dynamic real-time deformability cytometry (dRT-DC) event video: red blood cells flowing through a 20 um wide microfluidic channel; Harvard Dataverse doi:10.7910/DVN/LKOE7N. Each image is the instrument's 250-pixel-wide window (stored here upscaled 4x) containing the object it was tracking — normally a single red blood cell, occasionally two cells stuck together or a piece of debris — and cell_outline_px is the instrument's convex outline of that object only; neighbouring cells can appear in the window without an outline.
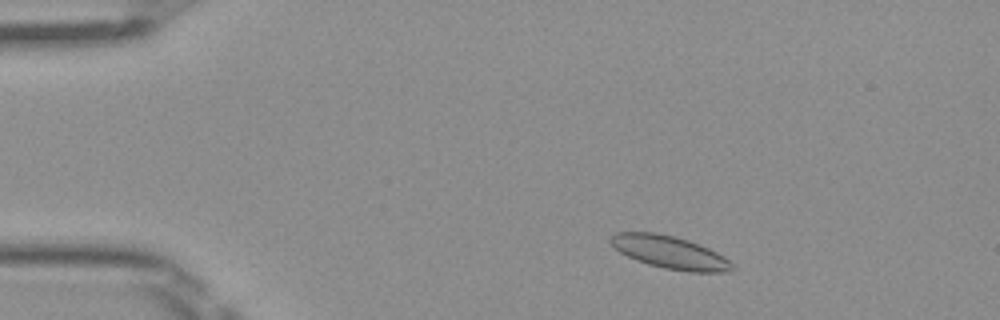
{"species": "Egyptian fruit bat (a non-hibernating species)", "species_latin": "Rousettus aegyptiacus", "temperature_condition": "room temperature", "stored_images_in_passage": 48, "camera_frame_rate_fps": 3000, "um_per_image_px": 0.085, "frame": {"image": 1, "passage_image": 6, "time_ms": 1.667, "image_size_px": [1000, 320], "cell_outline_px": [[736, 268], [724, 272], [688, 272], [664, 268], [648, 264], [636, 260], [620, 252], [608, 240], [616, 232], [656, 232], [688, 240], [708, 248], [724, 256]], "centroid_in_image_um": [56.93, 21.45], "position_along_channel_um": 28.1, "area_um2": 23.0}}
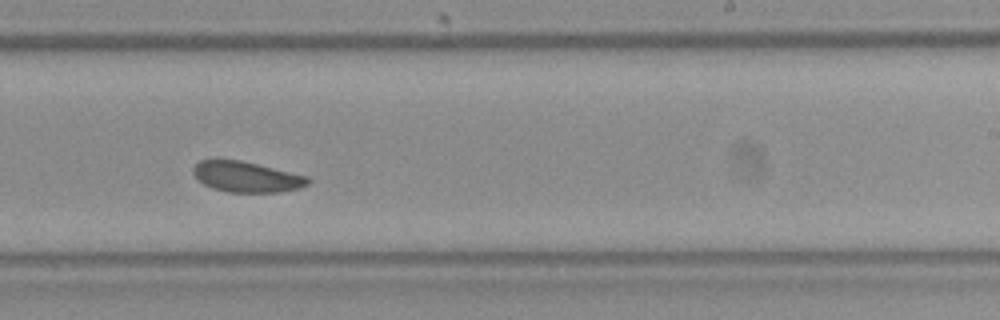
{"frame": {"image": 2, "passage_image": 29, "time_ms": 9.333, "image_size_px": [1000, 320], "cell_outline_px": [[312, 180], [308, 184], [300, 188], [280, 192], [228, 192], [212, 188], [204, 184], [192, 172], [192, 168], [200, 160], [240, 160], [308, 176]], "centroid_in_image_um": [20.98, 15.04], "position_along_channel_um": 268.0, "area_um2": 20.35}}
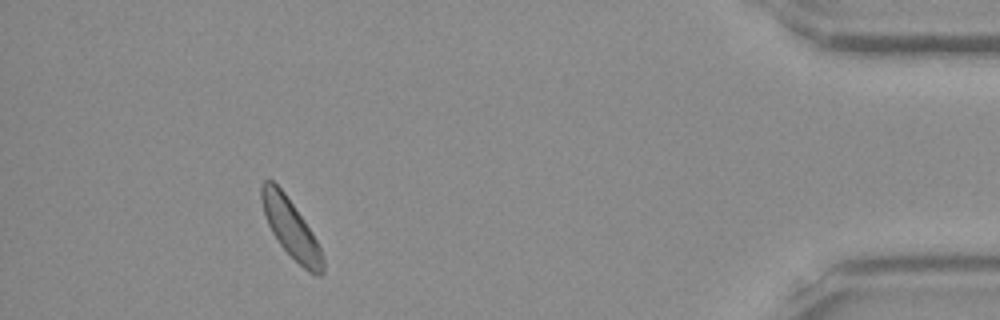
{"frame": {"image": 3, "passage_image": 44, "time_ms": 14.333, "image_size_px": [1000, 320], "cell_outline_px": [[324, 272], [320, 276], [316, 276], [308, 272], [280, 244], [272, 232], [268, 224], [260, 200], [260, 184], [264, 180], [272, 180], [284, 192], [304, 220], [312, 232], [320, 248], [324, 260]], "centroid_in_image_um": [24.72, 19.4], "position_along_channel_um": 410.5, "area_um2": 20.69}, "authors_computed_cell_mechanics": {"area_um2": 21.3571, "velocity_mm_per_s": 3.9791, "shape_relaxation_time_tau1_ms": 1.579, "shape_relaxation_time_tau2_ms": 2.4859, "deformation_change_tau1": 0.0424, "deformation_change_tau2": 0.0744}}